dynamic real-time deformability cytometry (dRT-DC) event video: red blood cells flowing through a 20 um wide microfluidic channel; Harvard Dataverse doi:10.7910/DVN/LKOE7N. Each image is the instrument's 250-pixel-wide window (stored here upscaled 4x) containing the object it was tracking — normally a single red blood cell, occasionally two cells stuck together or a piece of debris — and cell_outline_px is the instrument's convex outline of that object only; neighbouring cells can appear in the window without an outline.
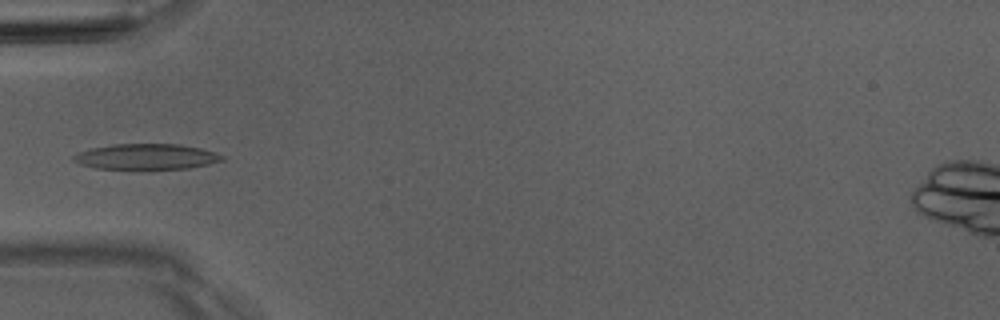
{"species": "Egyptian fruit bat (a non-hibernating species)", "species_latin": "Rousettus aegyptiacus", "temperature_condition": "room temperature", "stored_images_in_passage": 4, "camera_frame_rate_fps": 3000, "um_per_image_px": 0.085, "animal": {"sex": "male"}, "frame": {"image": 1, "passage_image": 4, "time_ms": 3.333, "image_size_px": [1000, 320], "cell_outline_px": [[224, 160], [208, 164], [188, 168], [96, 168], [80, 164], [72, 160], [72, 156], [80, 152], [92, 148], [112, 144], [180, 144], [200, 148], [216, 152], [224, 156]], "centroid_in_image_um": [12.46, 13.3], "position_along_channel_um": 72.5, "area_um2": 21.85}}